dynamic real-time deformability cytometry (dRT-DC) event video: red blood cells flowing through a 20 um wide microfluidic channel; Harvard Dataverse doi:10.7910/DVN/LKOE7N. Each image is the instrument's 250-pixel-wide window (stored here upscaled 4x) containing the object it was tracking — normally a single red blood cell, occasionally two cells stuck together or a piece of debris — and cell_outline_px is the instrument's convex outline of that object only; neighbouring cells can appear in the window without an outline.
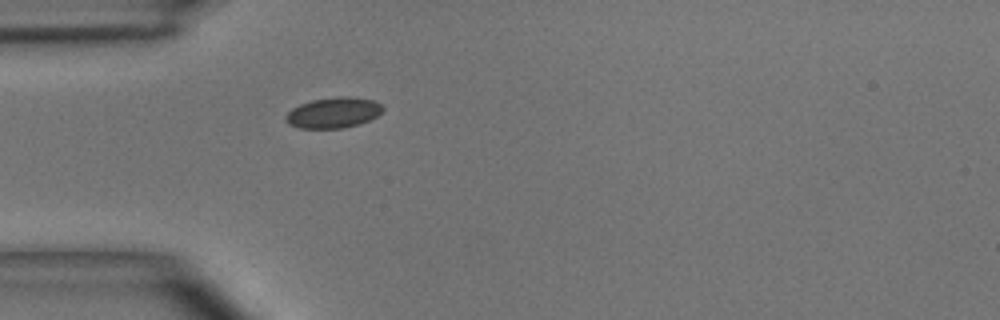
{"species": "common noctule bat (a hibernating species)", "species_latin": "Nyctalus noctula", "temperature_condition": "room temperature", "stored_images_in_passage": 33, "camera_frame_rate_fps": 3000, "um_per_image_px": 0.085, "animal": {"sex": "male", "body_mass_g": 15.6}, "frame": {"image": 1, "passage_image": 1, "time_ms": 0.0, "image_size_px": [1000, 320], "cell_outline_px": [[384, 108], [376, 116], [368, 120], [344, 128], [296, 128], [288, 124], [284, 120], [284, 116], [292, 108], [300, 104], [312, 100], [336, 96], [348, 96], [372, 100], [380, 104]], "centroid_in_image_um": [28.27, 9.58], "position_along_channel_um": 56.7, "area_um2": 17.28}}
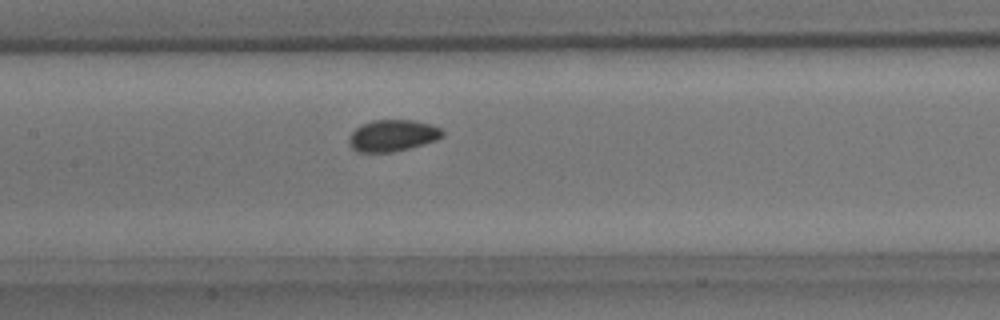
{"frame": {"image": 2, "passage_image": 10, "time_ms": 3.0, "image_size_px": [1000, 320], "cell_outline_px": [[444, 136], [436, 140], [408, 148], [392, 152], [356, 152], [348, 144], [348, 136], [360, 124], [372, 120], [412, 120], [432, 124], [440, 128], [444, 132]], "centroid_in_image_um": [33.34, 11.52], "position_along_channel_um": 174.1, "area_um2": 17.34}}
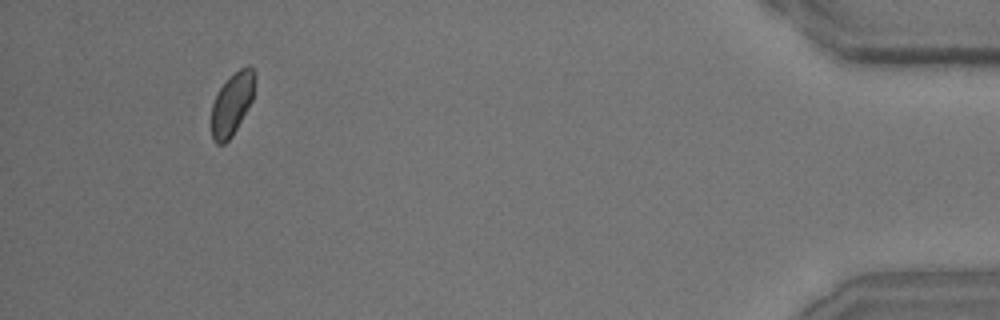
{"frame": {"image": 3, "passage_image": 33, "time_ms": 10.667, "image_size_px": [1000, 320], "cell_outline_px": [[256, 80], [252, 100], [232, 136], [224, 144], [216, 144], [212, 136], [212, 104], [216, 92], [240, 68], [248, 64], [252, 68], [256, 76]], "centroid_in_image_um": [19.73, 8.82], "position_along_channel_um": 415.5, "area_um2": 15.61}, "authors_computed_cell_mechanics": {"area_um2": 16.9354, "velocity_mm_per_s": 4.0234, "shape_relaxation_time_tau1_ms": null, "shape_relaxation_time_tau2_ms": 1.0039, "deformation_change_tau1": null, "deformation_change_tau2": 0.0329}}